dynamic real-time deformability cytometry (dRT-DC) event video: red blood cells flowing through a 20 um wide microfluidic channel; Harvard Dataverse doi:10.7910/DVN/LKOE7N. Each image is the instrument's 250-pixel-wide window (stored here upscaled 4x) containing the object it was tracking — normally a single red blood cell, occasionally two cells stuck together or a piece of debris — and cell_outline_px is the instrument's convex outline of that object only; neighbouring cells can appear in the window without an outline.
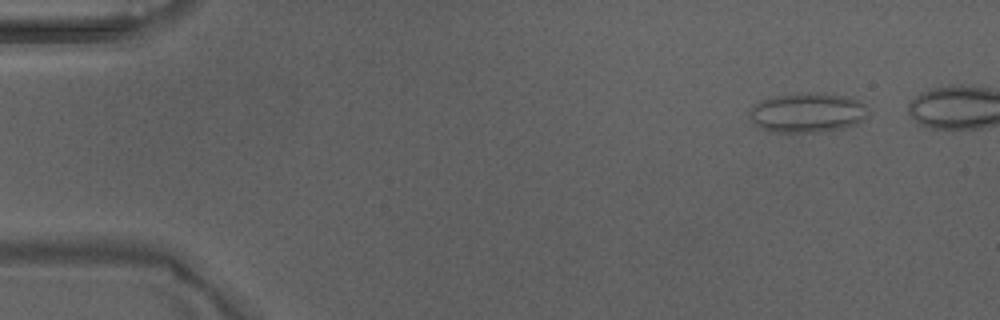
{"species": "Egyptian fruit bat (a non-hibernating species)", "species_latin": "Rousettus aegyptiacus", "temperature_condition": "warm", "stored_images_in_passage": 5, "camera_frame_rate_fps": 3000, "um_per_image_px": 0.085, "animal": {"sex": "male"}, "frame": {"image": 1, "passage_image": 2, "time_ms": 0.333, "image_size_px": [1000, 320], "cell_outline_px": [[868, 116], [856, 124], [824, 132], [772, 132], [760, 128], [752, 120], [752, 108], [756, 104], [768, 96], [796, 92], [816, 92], [848, 96], [864, 104]], "centroid_in_image_um": [68.63, 9.56], "position_along_channel_um": 16.4, "area_um2": 27.51}}